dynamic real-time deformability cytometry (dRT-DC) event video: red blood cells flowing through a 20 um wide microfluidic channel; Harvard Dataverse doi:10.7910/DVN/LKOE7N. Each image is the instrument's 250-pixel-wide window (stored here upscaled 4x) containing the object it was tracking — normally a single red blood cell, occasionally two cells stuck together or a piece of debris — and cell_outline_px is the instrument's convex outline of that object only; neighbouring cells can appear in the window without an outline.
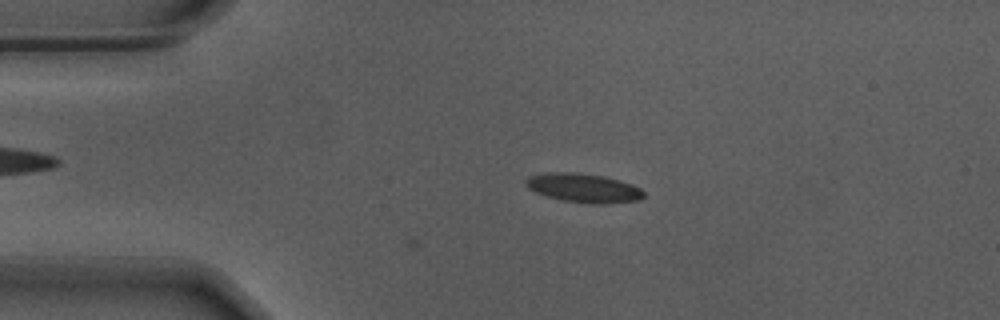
{"species": "Egyptian fruit bat (a non-hibernating species)", "species_latin": "Rousettus aegyptiacus", "temperature_condition": "warm", "stored_images_in_passage": 6, "camera_frame_rate_fps": 3000, "um_per_image_px": 0.085, "animal": {"sex": "male"}, "frame": {"image": 1, "passage_image": 1, "time_ms": 0.0, "image_size_px": [1000, 320], "cell_outline_px": [[644, 196], [640, 200], [604, 204], [596, 204], [564, 200], [548, 196], [536, 192], [528, 188], [524, 184], [524, 180], [528, 176], [548, 172], [572, 172], [604, 176], [632, 184], [640, 188], [644, 192]], "centroid_in_image_um": [49.59, 15.97], "position_along_channel_um": 35.4, "area_um2": 19.83}}